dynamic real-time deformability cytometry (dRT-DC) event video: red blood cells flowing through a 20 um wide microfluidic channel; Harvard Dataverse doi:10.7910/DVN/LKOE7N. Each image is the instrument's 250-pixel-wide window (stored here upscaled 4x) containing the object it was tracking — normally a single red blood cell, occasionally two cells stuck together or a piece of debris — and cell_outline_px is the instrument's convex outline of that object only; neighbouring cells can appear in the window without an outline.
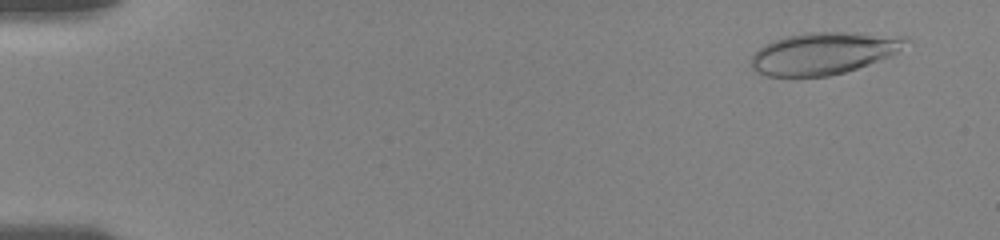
{"species": "human", "species_latin": "Homo sapiens", "temperature_condition": "room temperature", "stored_images_in_passage": 56, "camera_frame_rate_fps": 3000, "um_per_image_px": 0.085, "donor": {"sex": "female"}, "frame": {"image": 1, "passage_image": 3, "time_ms": 1.0, "image_size_px": [1000, 240], "cell_outline_px": [[908, 40], [892, 56], [844, 72], [828, 76], [768, 76], [756, 72], [748, 64], [752, 56], [764, 44], [772, 40], [784, 36], [808, 32], [844, 32], [904, 36]], "centroid_in_image_um": [69.94, 4.52], "position_along_channel_um": 15.1, "area_um2": 37.74}}
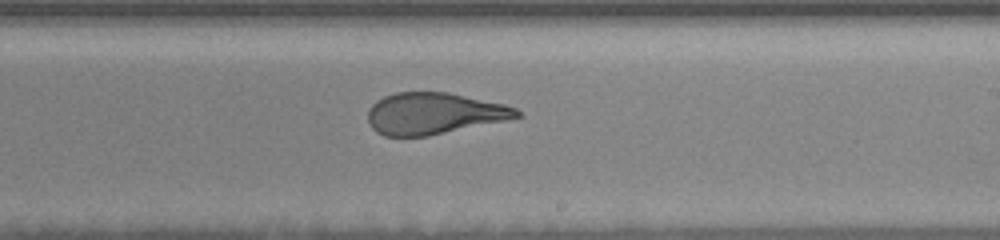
{"frame": {"image": 2, "passage_image": 34, "time_ms": 11.0, "image_size_px": [1000, 240], "cell_outline_px": [[524, 116], [508, 120], [428, 136], [384, 136], [376, 132], [368, 124], [368, 108], [376, 100], [384, 96], [396, 92], [448, 92], [504, 104], [516, 108]], "centroid_in_image_um": [36.88, 9.65], "position_along_channel_um": 252.1, "area_um2": 36.3}}
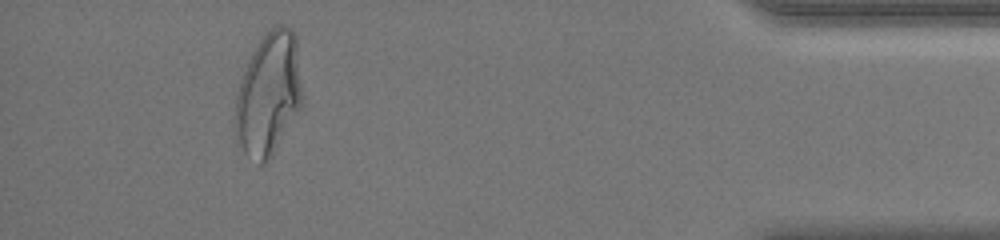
{"frame": {"image": 3, "passage_image": 51, "time_ms": 16.667, "image_size_px": [1000, 240], "cell_outline_px": [[304, 100], [300, 108], [272, 156], [264, 164], [260, 164], [244, 152], [236, 144], [232, 120], [236, 92], [248, 60], [252, 52], [260, 40], [272, 28], [280, 24], [284, 24], [292, 28], [296, 36], [304, 96]], "centroid_in_image_um": [22.81, 8.02], "position_along_channel_um": 412.4, "area_um2": 49.01}, "authors_computed_cell_mechanics": {"area_um2": 38.3792, "velocity_mm_per_s": 3.6916, "shape_relaxation_time_tau1_ms": 8.3387, "shape_relaxation_time_tau2_ms": 1.1045, "deformation_change_tau1": 0.2683, "deformation_change_tau2": 0.0988}}